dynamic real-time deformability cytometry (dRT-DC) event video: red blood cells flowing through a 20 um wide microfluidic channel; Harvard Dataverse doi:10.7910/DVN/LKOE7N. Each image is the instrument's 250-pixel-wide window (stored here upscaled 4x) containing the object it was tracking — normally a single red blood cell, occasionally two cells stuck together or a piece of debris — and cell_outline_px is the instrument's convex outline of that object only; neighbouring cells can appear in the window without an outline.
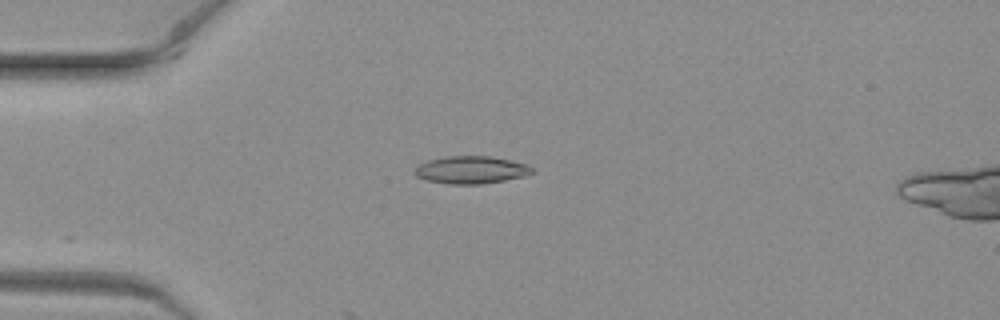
{"species": "common noctule bat (a hibernating species)", "species_latin": "Nyctalus noctula", "temperature_condition": "warm", "stored_images_in_passage": 7, "camera_frame_rate_fps": 3000, "um_per_image_px": 0.085, "animal": {"sex": "female", "body_mass_g": 19.3, "forearm_length_mm": 54.1}, "frame": {"image": 1, "passage_image": 6, "time_ms": 1.667, "image_size_px": [1000, 320], "cell_outline_px": [[536, 172], [524, 176], [504, 180], [480, 184], [448, 184], [424, 180], [416, 176], [412, 172], [416, 164], [428, 160], [444, 156], [492, 156], [528, 164]], "centroid_in_image_um": [39.99, 14.43], "position_along_channel_um": 45.0, "area_um2": 19.19}}